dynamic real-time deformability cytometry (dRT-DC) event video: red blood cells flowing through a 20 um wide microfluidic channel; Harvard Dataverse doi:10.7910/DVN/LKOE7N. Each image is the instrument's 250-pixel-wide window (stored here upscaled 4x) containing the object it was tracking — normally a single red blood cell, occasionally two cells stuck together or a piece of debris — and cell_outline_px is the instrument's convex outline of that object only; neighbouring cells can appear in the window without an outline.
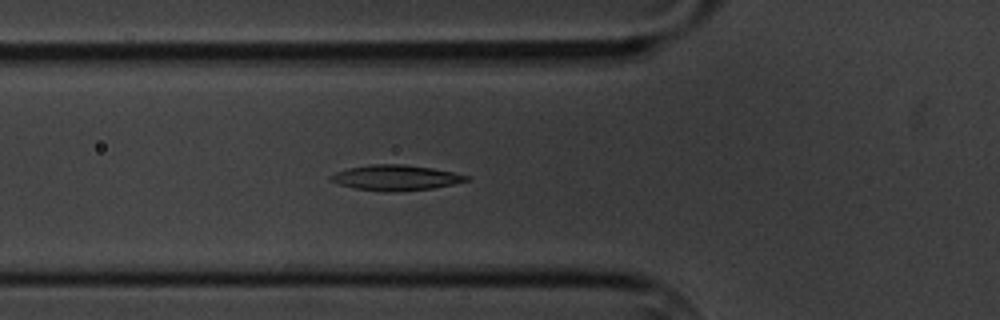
{"species": "common noctule bat (a hibernating species)", "species_latin": "Nyctalus noctula", "temperature_condition": "cold", "stored_images_in_passage": 4, "camera_frame_rate_fps": 3000, "um_per_image_px": 0.085, "animal": {"sex": "male", "body_mass_g": 20.1, "forearm_length_mm": 53.5}, "frame": {"image": 1, "passage_image": 4, "time_ms": 4.333, "image_size_px": [1000, 320], "cell_outline_px": [[468, 180], [452, 184], [432, 188], [392, 192], [388, 192], [356, 188], [340, 184], [328, 180], [328, 176], [336, 172], [348, 168], [372, 164], [404, 164], [432, 168], [452, 172], [468, 176]], "centroid_in_image_um": [33.59, 15.1], "position_along_channel_um": 92.2, "area_um2": 19.83}}